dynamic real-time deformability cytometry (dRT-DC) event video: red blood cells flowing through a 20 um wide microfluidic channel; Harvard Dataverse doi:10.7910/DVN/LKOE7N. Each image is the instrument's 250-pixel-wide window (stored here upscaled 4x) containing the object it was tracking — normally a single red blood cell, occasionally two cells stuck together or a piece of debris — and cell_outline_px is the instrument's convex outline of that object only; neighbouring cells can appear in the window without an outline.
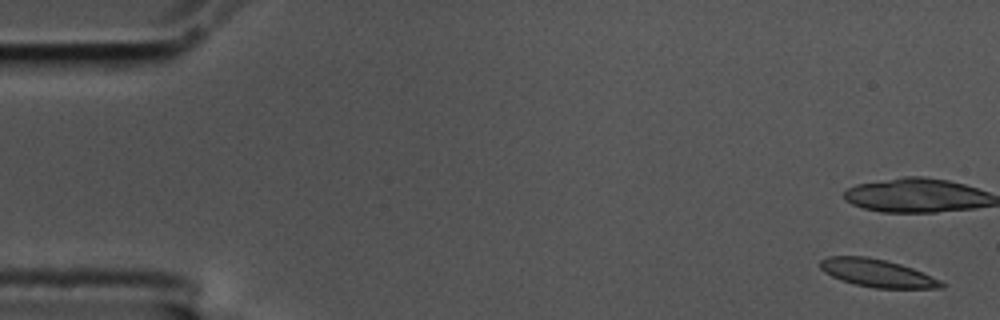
{"species": "common noctule bat (a hibernating species)", "species_latin": "Nyctalus noctula", "temperature_condition": "cold", "stored_images_in_passage": 6, "camera_frame_rate_fps": 3000, "um_per_image_px": 0.085, "animal": {"sex": "male", "body_mass_g": 17.5, "forearm_length_mm": 52.3}, "frame": {"image": 1, "passage_image": 1, "time_ms": 0.0, "image_size_px": [1000, 320], "cell_outline_px": [[944, 288], [872, 288], [840, 280], [824, 272], [820, 268], [820, 260], [828, 256], [868, 256], [900, 264], [912, 268], [940, 280], [944, 284]], "centroid_in_image_um": [74.53, 23.21], "position_along_channel_um": 10.5, "area_um2": 19.54}}